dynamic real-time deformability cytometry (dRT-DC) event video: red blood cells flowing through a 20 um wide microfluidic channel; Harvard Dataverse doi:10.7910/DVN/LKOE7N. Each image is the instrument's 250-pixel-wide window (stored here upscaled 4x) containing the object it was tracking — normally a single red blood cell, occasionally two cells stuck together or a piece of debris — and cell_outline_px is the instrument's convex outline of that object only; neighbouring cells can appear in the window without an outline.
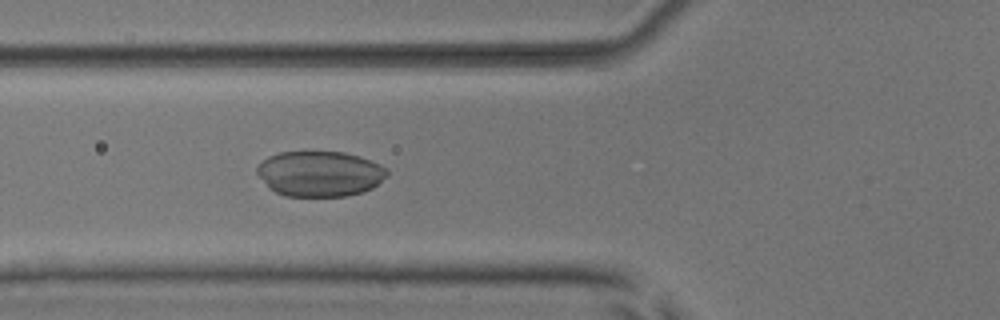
{"species": "common noctule bat (a hibernating species)", "species_latin": "Nyctalus noctula", "temperature_condition": "room temperature", "stored_images_in_passage": 52, "camera_frame_rate_fps": 3000, "um_per_image_px": 0.085, "animal": {"sex": "male", "body_mass_g": 17.9, "forearm_length_mm": 54.2}, "frame": {"image": 1, "passage_image": 19, "time_ms": 6.0, "image_size_px": [1000, 320], "cell_outline_px": [[388, 176], [372, 188], [364, 192], [348, 196], [284, 196], [268, 188], [256, 172], [256, 168], [268, 156], [280, 152], [344, 152], [360, 156], [380, 164], [388, 168]], "centroid_in_image_um": [27.21, 14.77], "position_along_channel_um": 98.6, "area_um2": 34.68}}
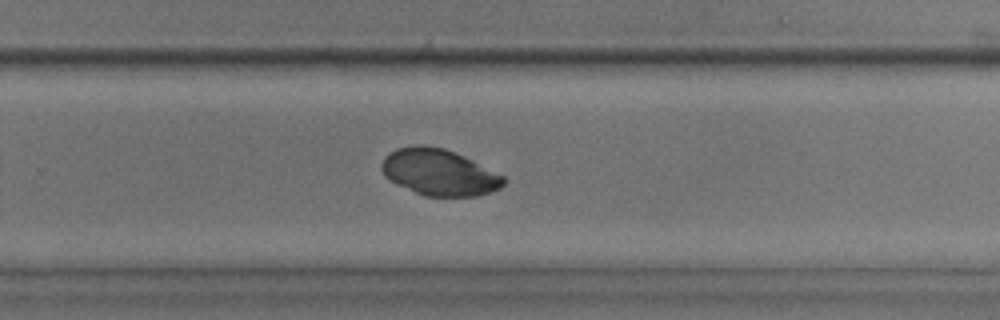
{"frame": {"image": 2, "passage_image": 34, "time_ms": 11.0, "image_size_px": [1000, 320], "cell_outline_px": [[504, 184], [500, 188], [476, 196], [424, 196], [396, 184], [388, 180], [384, 176], [380, 168], [380, 164], [384, 156], [388, 152], [396, 148], [412, 144], [420, 144], [444, 148], [472, 160], [504, 176]], "centroid_in_image_um": [37.25, 14.63], "position_along_channel_um": 292.6, "area_um2": 33.12}}
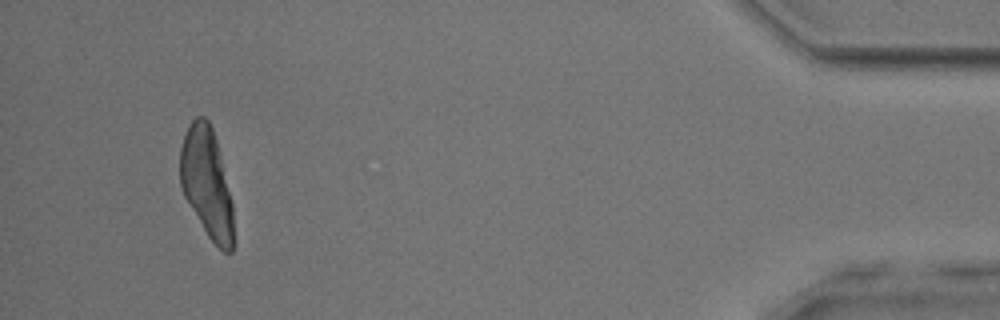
{"frame": {"image": 3, "passage_image": 49, "time_ms": 16.0, "image_size_px": [1000, 320], "cell_outline_px": [[232, 252], [224, 252], [208, 236], [184, 196], [180, 184], [180, 148], [184, 136], [192, 120], [196, 116], [204, 116], [208, 120], [212, 128], [216, 140], [232, 204]], "centroid_in_image_um": [17.54, 15.52], "position_along_channel_um": 417.7, "area_um2": 33.35}}